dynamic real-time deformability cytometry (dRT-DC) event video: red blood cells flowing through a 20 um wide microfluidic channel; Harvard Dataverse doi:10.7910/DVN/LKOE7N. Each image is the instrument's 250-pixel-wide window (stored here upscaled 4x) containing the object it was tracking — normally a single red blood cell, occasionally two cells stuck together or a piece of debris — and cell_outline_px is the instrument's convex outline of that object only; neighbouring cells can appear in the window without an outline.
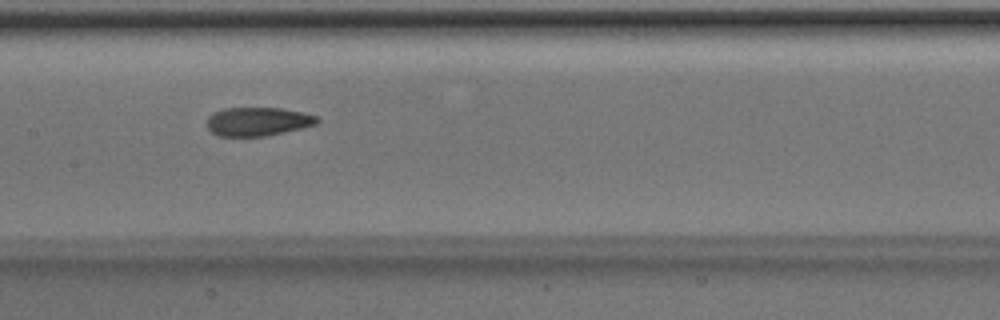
{"species": "Egyptian fruit bat (a non-hibernating species)", "species_latin": "Rousettus aegyptiacus", "temperature_condition": "room temperature", "stored_images_in_passage": 46, "camera_frame_rate_fps": 3000, "um_per_image_px": 0.085, "animal": {"sex": "male"}, "frame": {"image": 1, "passage_image": 21, "time_ms": 6.667, "image_size_px": [1000, 320], "cell_outline_px": [[320, 120], [316, 124], [300, 128], [264, 136], [220, 136], [212, 132], [208, 128], [208, 116], [212, 112], [224, 108], [280, 108], [300, 112], [316, 116]], "centroid_in_image_um": [21.87, 10.32], "position_along_channel_um": 185.5, "area_um2": 18.15}}
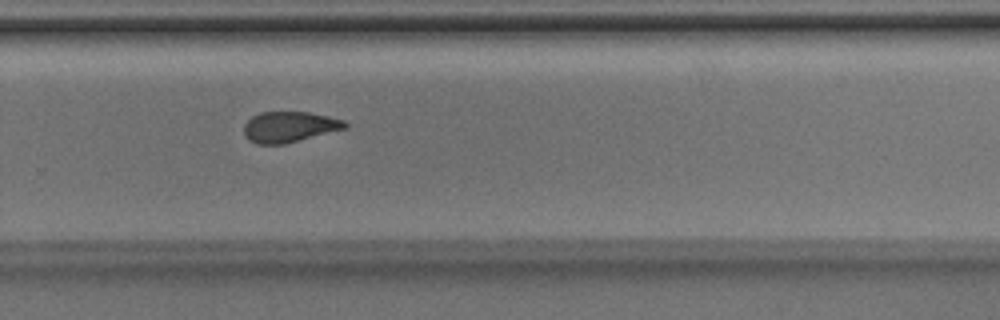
{"frame": {"image": 2, "passage_image": 30, "time_ms": 9.667, "image_size_px": [1000, 320], "cell_outline_px": [[348, 128], [284, 144], [256, 144], [248, 140], [244, 136], [244, 124], [252, 116], [260, 112], [308, 112], [328, 116], [344, 120], [348, 124]], "centroid_in_image_um": [24.59, 10.79], "position_along_channel_um": 305.2, "area_um2": 18.21}}
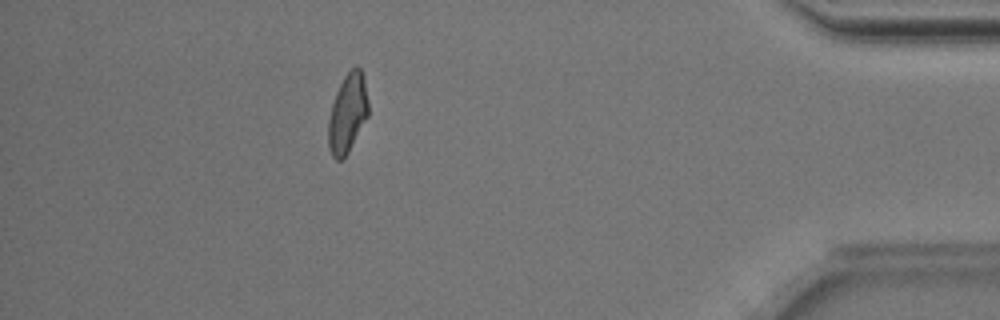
{"frame": {"image": 3, "passage_image": 41, "time_ms": 13.333, "image_size_px": [1000, 320], "cell_outline_px": [[368, 116], [348, 152], [340, 160], [336, 160], [332, 156], [328, 148], [328, 120], [332, 104], [336, 92], [344, 76], [356, 64], [360, 68], [364, 76], [368, 100]], "centroid_in_image_um": [29.54, 9.61], "position_along_channel_um": 405.7, "area_um2": 18.44}, "authors_computed_cell_mechanics": {"area_um2": 18.8428, "velocity_mm_per_s": 4.0082, "shape_relaxation_time_tau1_ms": 4.2541, "shape_relaxation_time_tau2_ms": 1.243, "deformation_change_tau1": 0.1533, "deformation_change_tau2": 0.0806}}